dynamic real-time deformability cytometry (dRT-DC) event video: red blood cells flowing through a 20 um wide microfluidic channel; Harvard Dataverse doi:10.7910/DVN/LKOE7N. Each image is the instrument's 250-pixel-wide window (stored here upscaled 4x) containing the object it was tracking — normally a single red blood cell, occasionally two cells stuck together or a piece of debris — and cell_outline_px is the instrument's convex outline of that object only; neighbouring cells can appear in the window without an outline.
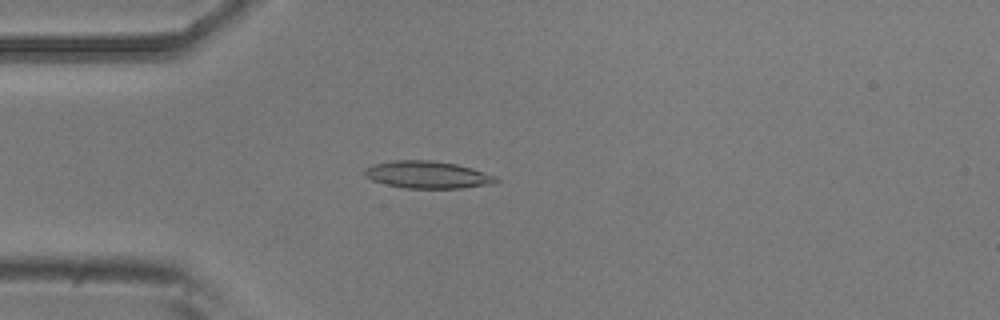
{"species": "common noctule bat (a hibernating species)", "species_latin": "Nyctalus noctula", "temperature_condition": "room temperature", "stored_images_in_passage": 5, "camera_frame_rate_fps": 3000, "um_per_image_px": 0.085, "animal": {"sex": "male", "body_mass_g": 20.5, "forearm_length_mm": 52.5}, "frame": {"image": 1, "passage_image": 4, "time_ms": 3.667, "image_size_px": [1000, 320], "cell_outline_px": [[500, 180], [496, 184], [460, 188], [404, 188], [372, 180], [364, 176], [364, 168], [376, 164], [396, 160], [432, 160], [456, 164], [472, 168], [496, 176]], "centroid_in_image_um": [36.38, 14.85], "position_along_channel_um": 48.6, "area_um2": 20.87}}